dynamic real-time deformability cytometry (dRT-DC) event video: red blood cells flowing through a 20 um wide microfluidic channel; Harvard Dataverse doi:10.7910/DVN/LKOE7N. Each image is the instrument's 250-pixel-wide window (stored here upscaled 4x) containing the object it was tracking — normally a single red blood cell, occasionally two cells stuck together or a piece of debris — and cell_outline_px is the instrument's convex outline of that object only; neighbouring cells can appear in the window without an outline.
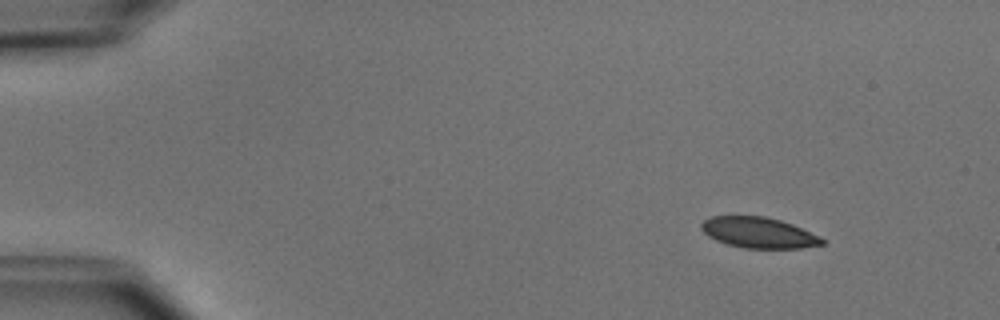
{"species": "common noctule bat (a hibernating species)", "species_latin": "Nyctalus noctula", "temperature_condition": "cold", "stored_images_in_passage": 3, "camera_frame_rate_fps": 3000, "um_per_image_px": 0.085, "animal": {"sex": "male", "body_mass_g": 15.6}, "frame": {"image": 1, "passage_image": 1, "time_ms": 0.0, "image_size_px": [1000, 320], "cell_outline_px": [[824, 244], [800, 248], [744, 248], [728, 244], [716, 240], [708, 236], [700, 228], [700, 224], [704, 220], [712, 216], [764, 216], [780, 220], [792, 224], [820, 236], [824, 240]], "centroid_in_image_um": [64.47, 19.77], "position_along_channel_um": 20.5, "area_um2": 21.56}}
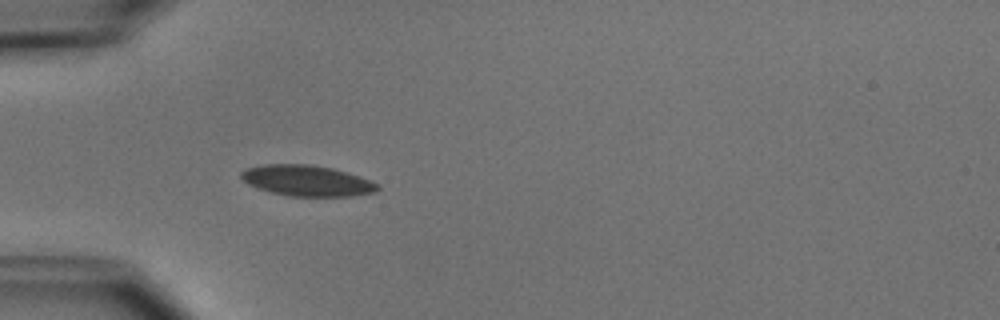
{"frame": {"image": 2, "passage_image": 3, "time_ms": 3.333, "image_size_px": [1000, 320], "cell_outline_px": [[380, 188], [376, 192], [352, 196], [288, 196], [272, 192], [248, 184], [240, 176], [240, 172], [248, 168], [264, 164], [308, 164], [332, 168], [380, 184]], "centroid_in_image_um": [26.09, 15.36], "position_along_channel_um": 58.9, "area_um2": 24.22}}